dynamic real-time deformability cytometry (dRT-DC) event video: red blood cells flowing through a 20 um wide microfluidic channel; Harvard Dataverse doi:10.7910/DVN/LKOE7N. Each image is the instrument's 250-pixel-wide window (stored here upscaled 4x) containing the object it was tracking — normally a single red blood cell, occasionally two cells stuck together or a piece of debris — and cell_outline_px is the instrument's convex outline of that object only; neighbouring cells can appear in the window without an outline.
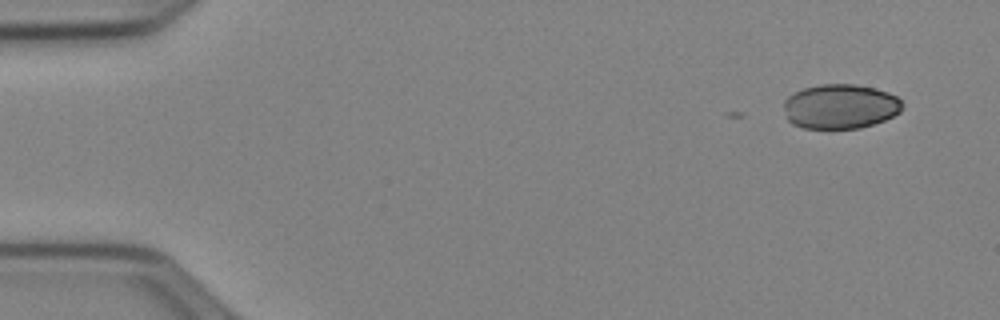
{"species": "Egyptian fruit bat (a non-hibernating species)", "species_latin": "Rousettus aegyptiacus", "temperature_condition": "cold", "stored_images_in_passage": 3, "camera_frame_rate_fps": 3000, "um_per_image_px": 0.085, "animal": {"sex": "female"}, "frame": {"image": 1, "passage_image": 1, "time_ms": 0.0, "image_size_px": [1000, 320], "cell_outline_px": [[900, 112], [884, 120], [860, 128], [804, 128], [792, 124], [784, 116], [784, 100], [788, 96], [804, 88], [820, 84], [856, 84], [888, 92], [896, 96], [900, 100]], "centroid_in_image_um": [71.37, 9.05], "position_along_channel_um": 13.6, "area_um2": 30.69}}